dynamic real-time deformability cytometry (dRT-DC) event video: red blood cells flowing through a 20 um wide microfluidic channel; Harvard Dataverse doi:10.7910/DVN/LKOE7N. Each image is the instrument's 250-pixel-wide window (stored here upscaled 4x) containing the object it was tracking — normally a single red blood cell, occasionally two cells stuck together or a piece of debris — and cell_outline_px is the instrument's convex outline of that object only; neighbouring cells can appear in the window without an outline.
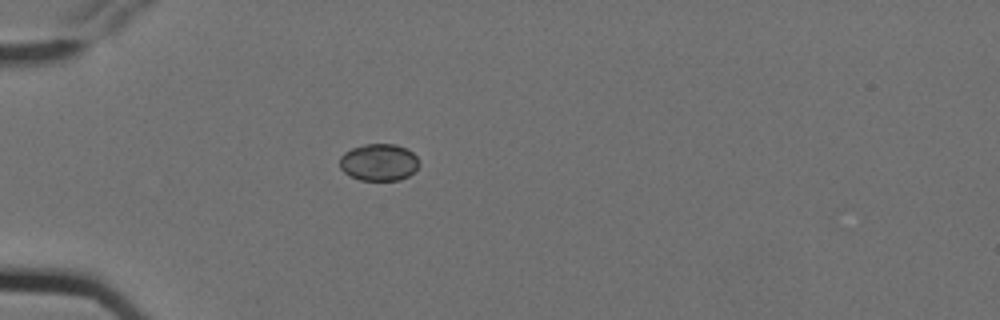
{"species": "Egyptian fruit bat (a non-hibernating species)", "species_latin": "Rousettus aegyptiacus", "temperature_condition": "cold", "stored_images_in_passage": 1, "camera_frame_rate_fps": 3000, "um_per_image_px": 0.085, "animal": {"sex": "female"}, "frame": {"image": 1, "passage_image": 1, "time_ms": 0.0, "image_size_px": [1000, 320], "cell_outline_px": [[420, 164], [408, 176], [400, 180], [360, 180], [344, 172], [340, 168], [340, 156], [344, 152], [352, 148], [364, 144], [396, 144], [408, 148], [420, 160]], "centroid_in_image_um": [32.22, 13.78], "position_along_channel_um": 52.8, "area_um2": 17.22}}